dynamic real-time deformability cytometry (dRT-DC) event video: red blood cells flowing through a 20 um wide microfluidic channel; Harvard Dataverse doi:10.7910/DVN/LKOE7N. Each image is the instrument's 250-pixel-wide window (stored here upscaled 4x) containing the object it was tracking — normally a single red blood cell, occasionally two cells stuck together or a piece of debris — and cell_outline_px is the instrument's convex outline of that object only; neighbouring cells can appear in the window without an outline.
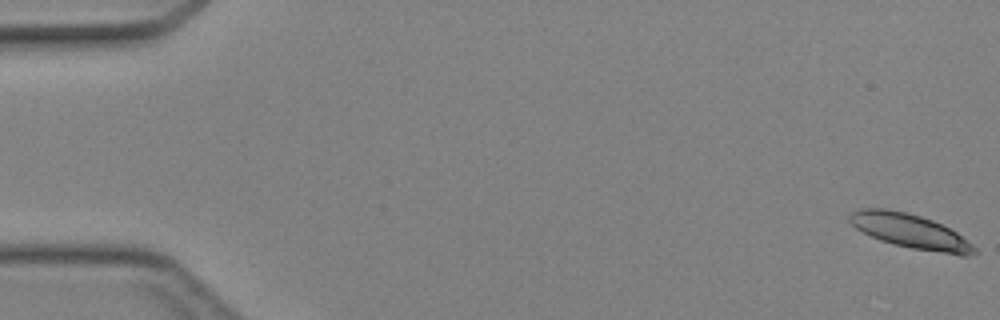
{"species": "Egyptian fruit bat (a non-hibernating species)", "species_latin": "Rousettus aegyptiacus", "temperature_condition": "cold", "stored_images_in_passage": 45, "camera_frame_rate_fps": 3000, "um_per_image_px": 0.085, "animal": {"sex": "female"}, "frame": {"image": 1, "passage_image": 1, "time_ms": 0.0, "image_size_px": [1000, 320], "cell_outline_px": [[980, 252], [968, 256], [960, 256], [912, 248], [880, 240], [856, 228], [848, 220], [848, 216], [852, 212], [860, 208], [888, 208], [908, 212], [932, 220], [956, 232], [972, 244]], "centroid_in_image_um": [77.39, 19.65], "position_along_channel_um": 7.6, "area_um2": 24.91}}
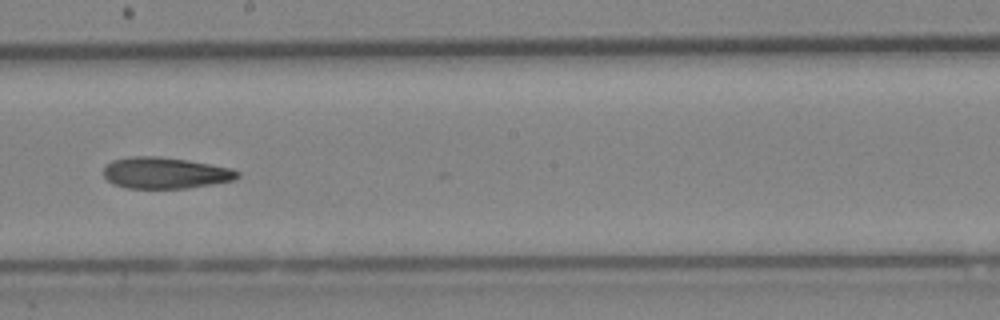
{"frame": {"image": 2, "passage_image": 26, "time_ms": 8.333, "image_size_px": [1000, 320], "cell_outline_px": [[240, 176], [236, 180], [188, 188], [128, 188], [112, 184], [104, 176], [104, 168], [112, 160], [132, 156], [156, 156], [188, 160], [232, 168], [240, 172]], "centroid_in_image_um": [14.07, 14.7], "position_along_channel_um": 234.1, "area_um2": 24.51}}
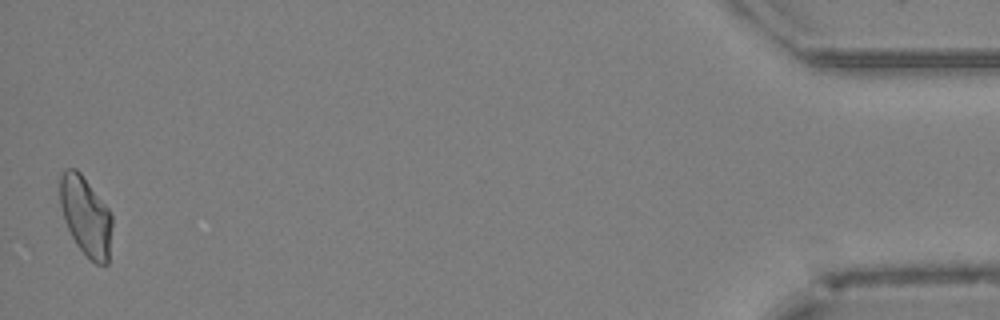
{"frame": {"image": 3, "passage_image": 45, "time_ms": 14.667, "image_size_px": [1000, 320], "cell_outline_px": [[112, 224], [108, 264], [96, 264], [76, 244], [64, 220], [60, 204], [60, 176], [64, 168], [76, 168], [80, 172], [108, 208], [112, 216]], "centroid_in_image_um": [7.29, 18.34], "position_along_channel_um": 427.9, "area_um2": 23.87}}